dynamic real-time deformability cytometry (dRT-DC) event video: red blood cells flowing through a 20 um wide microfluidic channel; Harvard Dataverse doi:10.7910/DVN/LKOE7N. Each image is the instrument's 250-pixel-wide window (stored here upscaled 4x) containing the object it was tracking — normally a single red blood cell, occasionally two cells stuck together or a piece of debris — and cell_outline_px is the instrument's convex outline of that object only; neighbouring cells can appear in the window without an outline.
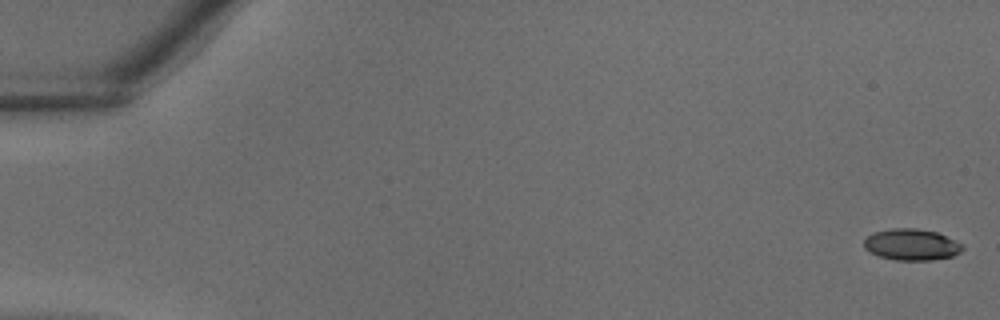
{"species": "common noctule bat (a hibernating species)", "species_latin": "Nyctalus noctula", "temperature_condition": "warm", "stored_images_in_passage": 38, "camera_frame_rate_fps": 3000, "um_per_image_px": 0.085, "animal": {"sex": "male", "body_mass_g": 18.8}, "frame": {"image": 1, "passage_image": 1, "time_ms": 0.0, "image_size_px": [1000, 320], "cell_outline_px": [[964, 248], [960, 252], [952, 256], [932, 260], [896, 260], [880, 256], [868, 252], [864, 248], [864, 240], [872, 232], [892, 228], [916, 228], [936, 232], [960, 244]], "centroid_in_image_um": [77.42, 20.79], "position_along_channel_um": 7.6, "area_um2": 17.86}}
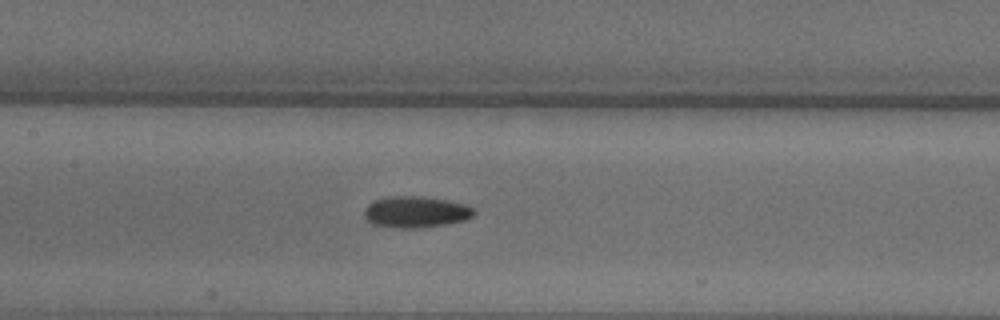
{"frame": {"image": 2, "passage_image": 19, "time_ms": 6.0, "image_size_px": [1000, 320], "cell_outline_px": [[476, 212], [472, 216], [464, 220], [444, 224], [420, 228], [400, 228], [372, 224], [364, 216], [364, 208], [372, 200], [384, 196], [424, 196], [464, 204], [472, 208]], "centroid_in_image_um": [35.28, 18.0], "position_along_channel_um": 172.1, "area_um2": 20.06}}
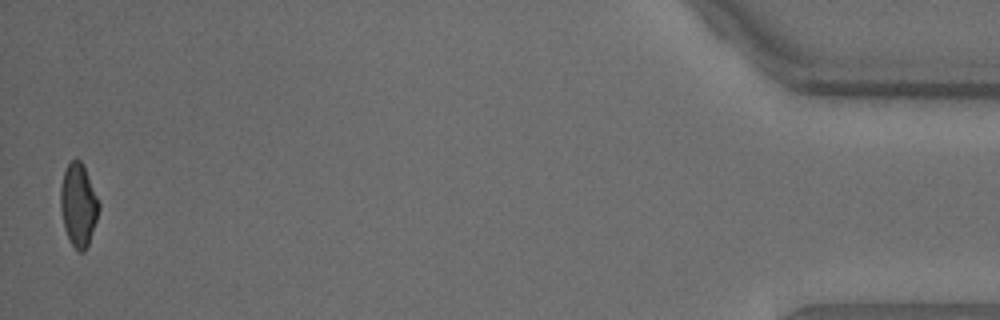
{"frame": {"image": 3, "passage_image": 38, "time_ms": 12.333, "image_size_px": [1000, 320], "cell_outline_px": [[100, 208], [88, 244], [84, 252], [80, 252], [72, 244], [64, 228], [60, 208], [60, 188], [64, 172], [68, 164], [72, 160], [80, 160], [84, 168], [100, 204]], "centroid_in_image_um": [6.65, 17.43], "position_along_channel_um": 428.6, "area_um2": 18.09}}